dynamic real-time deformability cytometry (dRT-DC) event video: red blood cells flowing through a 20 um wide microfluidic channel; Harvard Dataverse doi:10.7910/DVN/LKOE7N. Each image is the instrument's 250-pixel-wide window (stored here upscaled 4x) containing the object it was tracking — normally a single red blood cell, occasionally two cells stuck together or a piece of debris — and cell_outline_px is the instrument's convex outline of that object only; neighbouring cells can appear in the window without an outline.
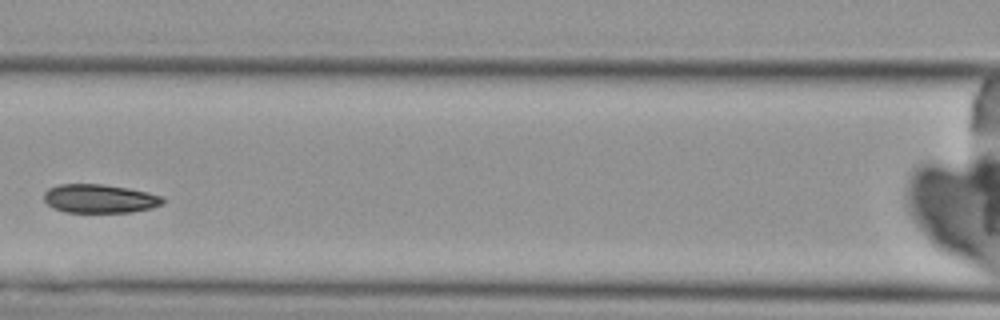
{"species": "Egyptian fruit bat (a non-hibernating species)", "species_latin": "Rousettus aegyptiacus", "temperature_condition": "cold", "stored_images_in_passage": 3, "camera_frame_rate_fps": 3000, "um_per_image_px": 0.085, "animal": {"sex": "female"}, "frame": {"image": 1, "passage_image": 3, "time_ms": 2.333, "image_size_px": [1000, 320], "cell_outline_px": [[164, 204], [152, 208], [128, 212], [64, 212], [52, 208], [44, 200], [44, 192], [48, 188], [60, 184], [100, 184], [128, 188], [148, 192], [160, 196], [164, 200]], "centroid_in_image_um": [8.45, 16.88], "position_along_channel_um": 158.2, "area_um2": 19.88}}